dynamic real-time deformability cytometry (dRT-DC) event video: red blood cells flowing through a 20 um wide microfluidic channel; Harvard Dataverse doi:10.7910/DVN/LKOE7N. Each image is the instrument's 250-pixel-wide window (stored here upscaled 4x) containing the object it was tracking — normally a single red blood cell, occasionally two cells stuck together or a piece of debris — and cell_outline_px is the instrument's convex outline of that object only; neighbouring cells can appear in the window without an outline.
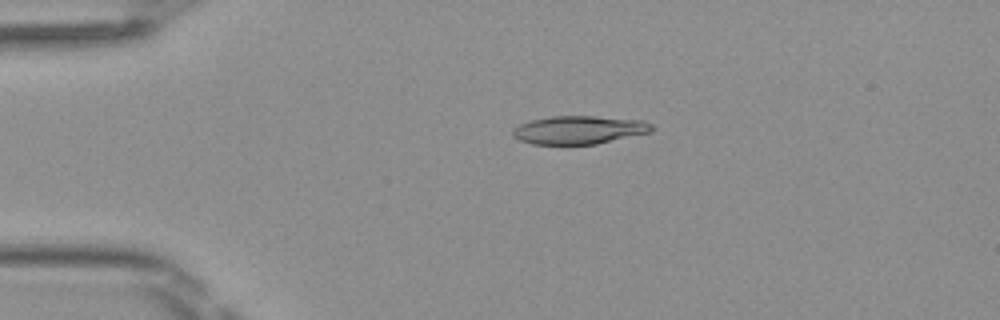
{"species": "Egyptian fruit bat (a non-hibernating species)", "species_latin": "Rousettus aegyptiacus", "temperature_condition": "room temperature", "stored_images_in_passage": 49, "camera_frame_rate_fps": 3000, "um_per_image_px": 0.085, "frame": {"image": 1, "passage_image": 11, "time_ms": 3.333, "image_size_px": [1000, 320], "cell_outline_px": [[656, 128], [652, 132], [596, 144], [532, 144], [520, 140], [512, 136], [512, 128], [520, 124], [532, 120], [552, 116], [596, 116], [644, 120], [652, 124]], "centroid_in_image_um": [49.26, 11.04], "position_along_channel_um": 35.7, "area_um2": 23.06}}
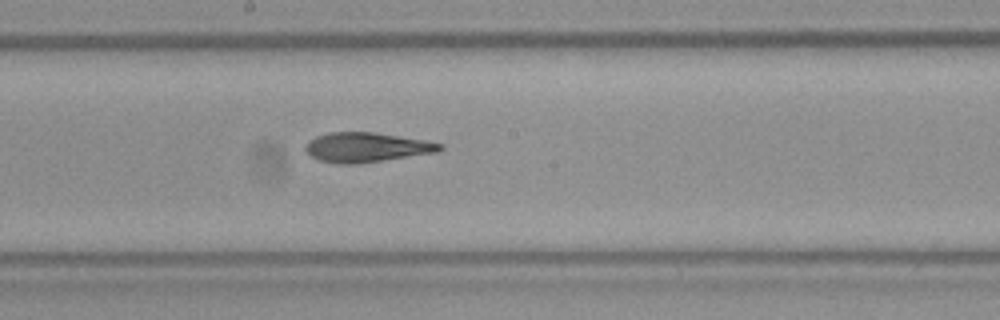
{"frame": {"image": 2, "passage_image": 27, "time_ms": 8.667, "image_size_px": [1000, 320], "cell_outline_px": [[444, 148], [440, 152], [356, 164], [336, 164], [320, 160], [308, 156], [304, 148], [304, 144], [308, 140], [316, 136], [328, 132], [372, 132], [424, 140], [444, 144]], "centroid_in_image_um": [31.12, 12.53], "position_along_channel_um": 217.1, "area_um2": 23.47}}
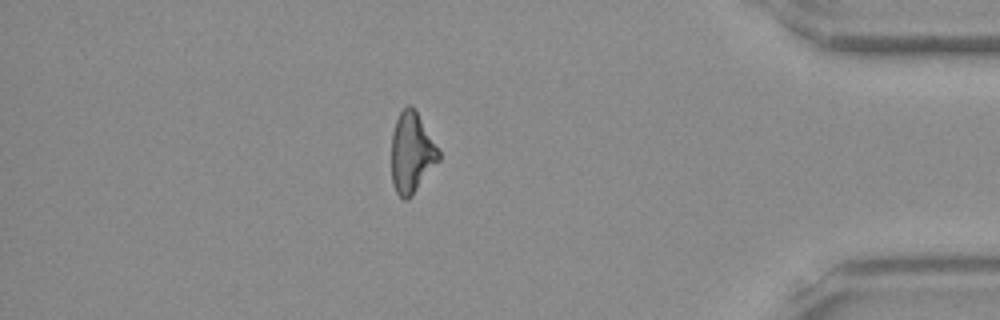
{"frame": {"image": 3, "passage_image": 43, "time_ms": 14.0, "image_size_px": [1000, 320], "cell_outline_px": [[440, 160], [412, 196], [408, 200], [404, 200], [396, 192], [392, 184], [392, 132], [396, 120], [400, 112], [408, 104], [412, 104], [440, 148]], "centroid_in_image_um": [35.02, 12.98], "position_along_channel_um": 400.2, "area_um2": 22.54}, "authors_computed_cell_mechanics": {"area_um2": 23.0622, "velocity_mm_per_s": 4.1257, "shape_relaxation_time_tau1_ms": 9.9755, "shape_relaxation_time_tau2_ms": 2.8172, "deformation_change_tau1": 0.2793, "deformation_change_tau2": 0.1298}}